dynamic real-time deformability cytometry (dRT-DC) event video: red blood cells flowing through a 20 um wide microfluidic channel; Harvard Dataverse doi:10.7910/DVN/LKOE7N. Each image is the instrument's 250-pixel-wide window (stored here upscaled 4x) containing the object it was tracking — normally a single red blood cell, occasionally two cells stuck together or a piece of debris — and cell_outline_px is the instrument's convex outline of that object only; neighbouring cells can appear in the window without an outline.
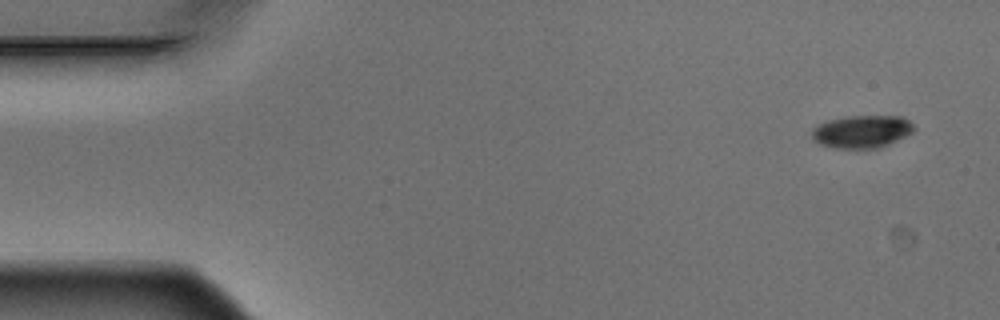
{"species": "Egyptian fruit bat (a non-hibernating species)", "species_latin": "Rousettus aegyptiacus", "temperature_condition": "warm", "stored_images_in_passage": 5, "segment_of_instrument_passage": [1, 2], "camera_frame_rate_fps": 3000, "um_per_image_px": 0.085, "animal": {"sex": "male"}, "frame": {"image": 1, "passage_image": 1, "time_ms": 0.0, "image_size_px": [1000, 320], "cell_outline_px": [[916, 128], [912, 132], [880, 148], [832, 148], [820, 144], [812, 140], [812, 128], [816, 124], [828, 120], [848, 116], [904, 116]], "centroid_in_image_um": [73.22, 11.18], "position_along_channel_um": 11.8, "area_um2": 19.54}}
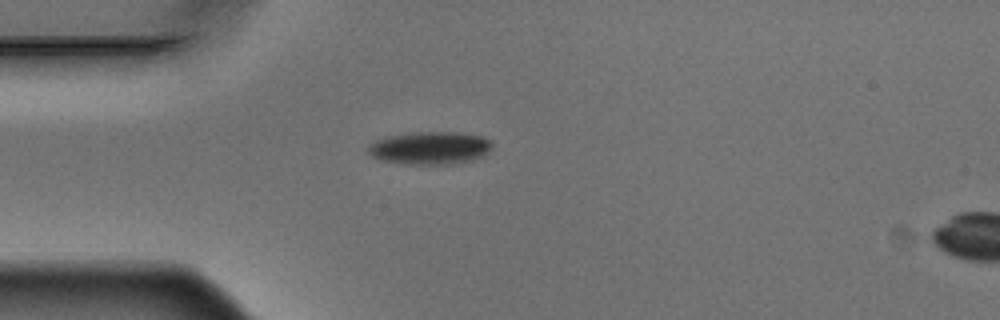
{"frame": {"image": 2, "passage_image": 4, "time_ms": 1.0, "image_size_px": [1000, 320], "cell_outline_px": [[492, 144], [488, 152], [472, 160], [452, 164], [404, 164], [380, 160], [372, 156], [368, 152], [368, 148], [376, 140], [388, 136], [416, 132], [456, 132], [480, 136], [488, 140]], "centroid_in_image_um": [36.53, 12.58], "position_along_channel_um": 48.5, "area_um2": 23.41}}